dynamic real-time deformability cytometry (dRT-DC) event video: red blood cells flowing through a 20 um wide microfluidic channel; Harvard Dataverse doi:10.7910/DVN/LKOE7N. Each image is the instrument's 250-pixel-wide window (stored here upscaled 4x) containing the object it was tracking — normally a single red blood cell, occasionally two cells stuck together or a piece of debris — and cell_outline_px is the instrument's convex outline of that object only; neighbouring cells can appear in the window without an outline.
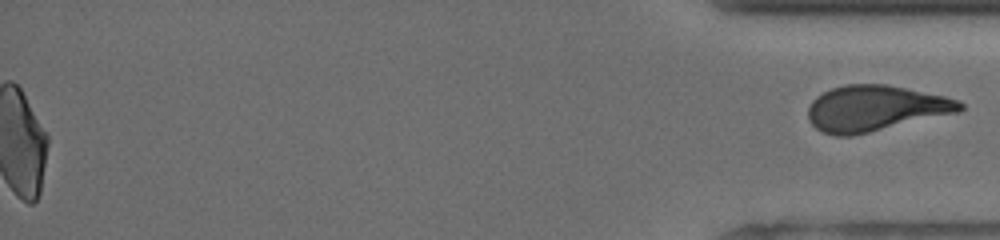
{"species": "human", "species_latin": "Homo sapiens", "temperature_condition": "cold", "stored_images_in_passage": 51, "segment_of_instrument_passage": [2, 2], "camera_frame_rate_fps": 3000, "um_per_image_px": 0.085, "donor": {"sex": "male"}, "frame": {"image": 1, "passage_image": 51, "time_ms": 18.333, "image_size_px": [1000, 240], "cell_outline_px": [[964, 108], [960, 112], [852, 136], [836, 136], [824, 132], [816, 128], [808, 120], [808, 108], [812, 100], [816, 96], [832, 88], [844, 84], [884, 84], [944, 96], [960, 100], [964, 104]], "centroid_in_image_um": [74.4, 9.21], "position_along_channel_um": 360.8, "area_um2": 40.46}}